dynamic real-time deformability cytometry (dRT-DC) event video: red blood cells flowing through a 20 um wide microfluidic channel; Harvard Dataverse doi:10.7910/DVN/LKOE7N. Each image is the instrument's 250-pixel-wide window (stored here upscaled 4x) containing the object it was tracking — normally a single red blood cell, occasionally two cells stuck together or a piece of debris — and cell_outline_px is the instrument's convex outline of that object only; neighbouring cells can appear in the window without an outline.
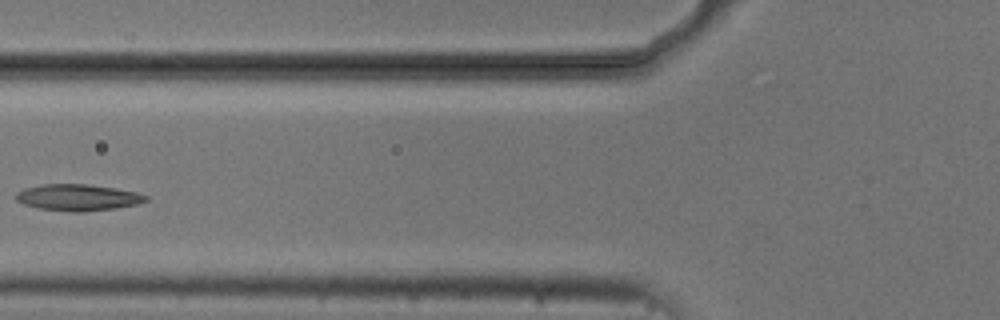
{"species": "common noctule bat (a hibernating species)", "species_latin": "Nyctalus noctula", "temperature_condition": "cold", "stored_images_in_passage": 4, "camera_frame_rate_fps": 3000, "um_per_image_px": 0.085, "animal": {"sex": "male", "body_mass_g": 20.5, "forearm_length_mm": 52.5}, "frame": {"image": 1, "passage_image": 3, "time_ms": 2.667, "image_size_px": [1000, 320], "cell_outline_px": [[148, 200], [136, 204], [116, 208], [80, 212], [72, 212], [40, 208], [24, 204], [16, 200], [16, 192], [24, 188], [44, 184], [88, 184], [136, 192], [148, 196]], "centroid_in_image_um": [6.6, 16.78], "position_along_channel_um": 119.2, "area_um2": 19.83}}
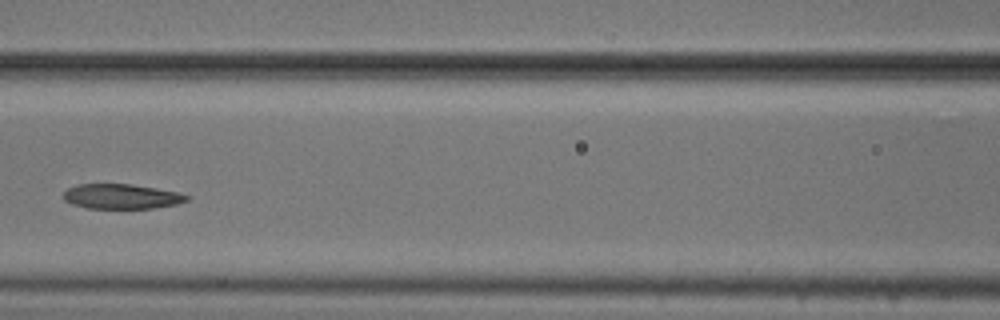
{"frame": {"image": 2, "passage_image": 4, "time_ms": 3.667, "image_size_px": [1000, 320], "cell_outline_px": [[188, 200], [176, 204], [152, 208], [88, 208], [72, 204], [64, 200], [64, 192], [68, 188], [80, 184], [128, 184], [180, 192], [188, 196]], "centroid_in_image_um": [10.32, 16.7], "position_along_channel_um": 156.3, "area_um2": 17.63}}